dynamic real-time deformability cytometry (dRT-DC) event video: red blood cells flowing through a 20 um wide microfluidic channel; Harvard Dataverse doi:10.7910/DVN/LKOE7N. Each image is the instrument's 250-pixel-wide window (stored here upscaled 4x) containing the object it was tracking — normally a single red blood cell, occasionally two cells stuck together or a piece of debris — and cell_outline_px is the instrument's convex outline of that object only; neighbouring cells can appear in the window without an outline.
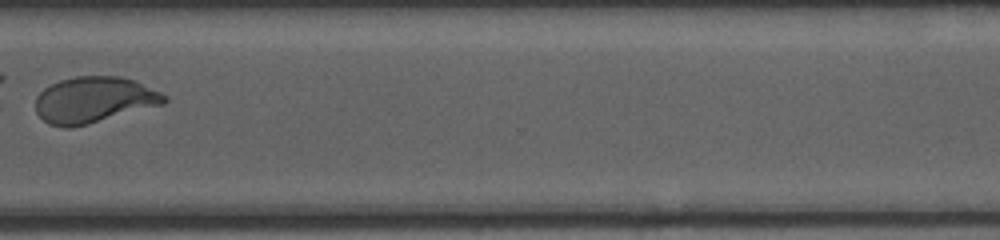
{"species": "human", "species_latin": "Homo sapiens", "temperature_condition": "cold", "stored_images_in_passage": 40, "camera_frame_rate_fps": 3000, "um_per_image_px": 0.085, "donor": {"sex": "female"}, "frame": {"image": 1, "passage_image": 39, "time_ms": 14.333, "image_size_px": [1000, 240], "cell_outline_px": [[168, 100], [164, 104], [88, 124], [68, 128], [48, 124], [36, 112], [36, 96], [44, 88], [60, 80], [76, 76], [120, 76], [136, 80], [168, 96]], "centroid_in_image_um": [8.0, 8.48], "position_along_channel_um": 362.6, "area_um2": 34.62}}